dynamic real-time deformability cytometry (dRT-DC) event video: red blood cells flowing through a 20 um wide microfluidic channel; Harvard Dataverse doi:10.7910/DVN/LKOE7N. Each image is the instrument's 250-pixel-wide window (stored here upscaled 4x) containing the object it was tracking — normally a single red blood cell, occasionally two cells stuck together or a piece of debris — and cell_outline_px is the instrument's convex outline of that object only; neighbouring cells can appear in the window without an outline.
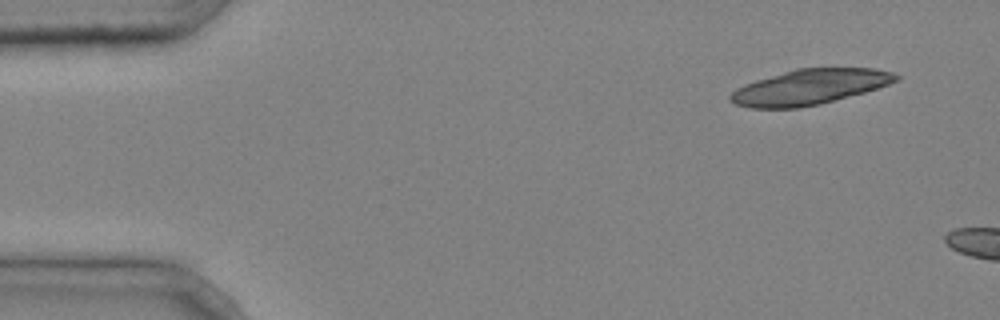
{"species": "common noctule bat (a hibernating species)", "species_latin": "Nyctalus noctula", "temperature_condition": "cold", "stored_images_in_passage": 3, "camera_frame_rate_fps": 3000, "um_per_image_px": 0.085, "animal": {"sex": "male", "body_mass_g": 20.4}, "frame": {"image": 1, "passage_image": 1, "time_ms": 0.0, "image_size_px": [1000, 320], "cell_outline_px": [[900, 80], [864, 92], [820, 104], [796, 108], [748, 108], [736, 104], [728, 100], [728, 96], [736, 88], [744, 84], [756, 80], [796, 68], [872, 68], [892, 72], [900, 76]], "centroid_in_image_um": [68.78, 7.39], "position_along_channel_um": 16.2, "area_um2": 33.93}}